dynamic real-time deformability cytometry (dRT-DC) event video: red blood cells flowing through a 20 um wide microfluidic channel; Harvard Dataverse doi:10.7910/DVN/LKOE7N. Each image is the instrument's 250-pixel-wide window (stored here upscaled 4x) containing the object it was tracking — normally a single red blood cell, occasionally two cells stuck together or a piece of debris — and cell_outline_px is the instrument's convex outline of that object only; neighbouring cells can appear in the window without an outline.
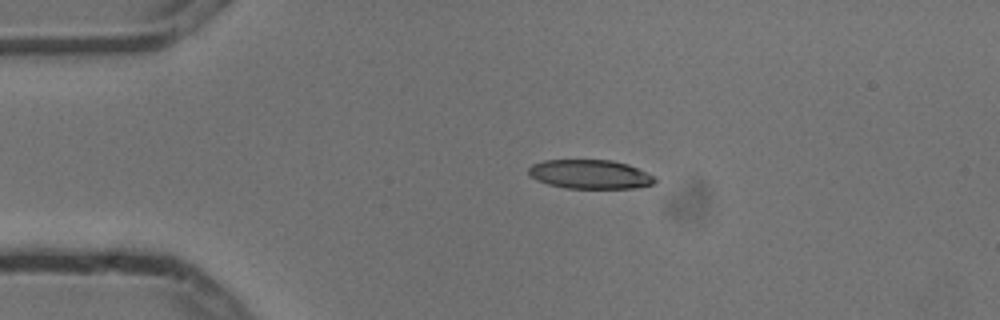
{"species": "common noctule bat (a hibernating species)", "species_latin": "Nyctalus noctula", "temperature_condition": "cold", "stored_images_in_passage": 3, "camera_frame_rate_fps": 3000, "um_per_image_px": 0.085, "animal": {"sex": "male", "body_mass_g": 13.3}, "frame": {"image": 1, "passage_image": 2, "time_ms": 0.333, "image_size_px": [1000, 320], "cell_outline_px": [[656, 180], [652, 184], [632, 188], [564, 188], [548, 184], [536, 180], [528, 176], [528, 168], [532, 164], [544, 160], [612, 160], [628, 164], [656, 176]], "centroid_in_image_um": [50.12, 14.81], "position_along_channel_um": 34.9, "area_um2": 21.5}}